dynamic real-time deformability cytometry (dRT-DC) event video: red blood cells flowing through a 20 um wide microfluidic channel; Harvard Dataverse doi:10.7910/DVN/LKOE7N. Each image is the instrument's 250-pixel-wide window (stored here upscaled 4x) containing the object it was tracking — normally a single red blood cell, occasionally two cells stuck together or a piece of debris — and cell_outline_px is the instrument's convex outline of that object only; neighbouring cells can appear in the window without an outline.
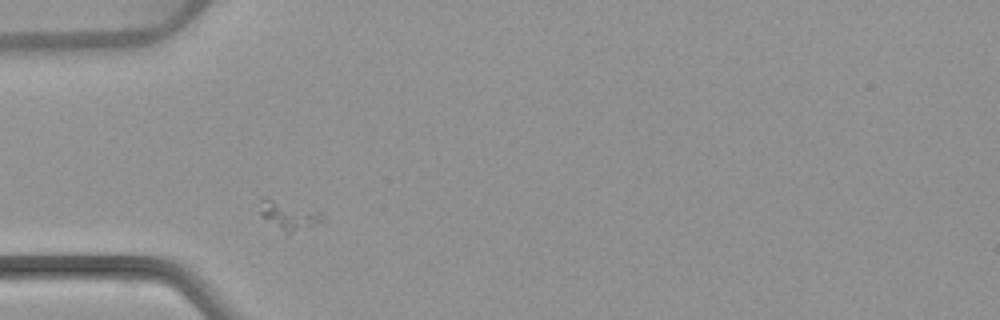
{"species": "common noctule bat (a hibernating species)", "species_latin": "Nyctalus noctula", "temperature_condition": "warm", "stored_images_in_passage": 2, "camera_frame_rate_fps": 3000, "um_per_image_px": 0.085, "animal": {"sex": "female", "body_mass_g": 22.7, "forearm_length_mm": 54.2}, "frame": {"image": 1, "passage_image": 1, "time_ms": 0.0, "image_size_px": [1000, 320], "cell_outline_px": [[324, 216], [320, 220], [308, 228], [288, 232], [280, 228], [260, 216], [260, 196], [268, 196], [324, 212]], "centroid_in_image_um": [24.51, 18.21], "position_along_channel_um": 60.5, "area_um2": 10.46}}
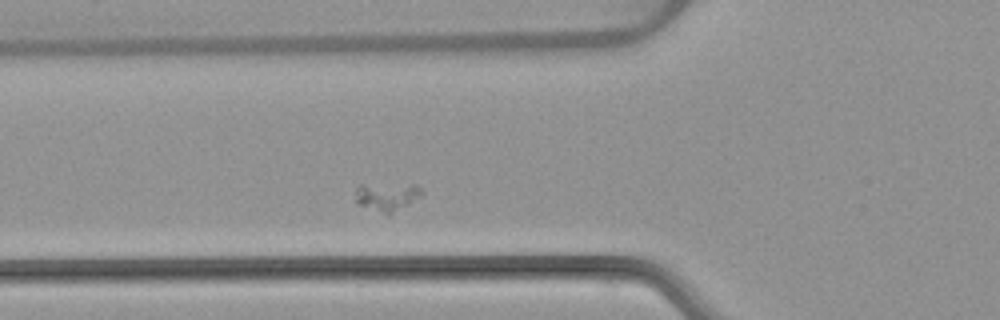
{"frame": {"image": 2, "passage_image": 2, "time_ms": 1.0, "image_size_px": [1000, 320], "cell_outline_px": [[424, 192], [420, 196], [392, 212], [388, 212], [360, 204], [356, 200], [356, 188], [360, 184], [416, 184]], "centroid_in_image_um": [32.91, 16.62], "position_along_channel_um": 92.9, "area_um2": 10.23}}